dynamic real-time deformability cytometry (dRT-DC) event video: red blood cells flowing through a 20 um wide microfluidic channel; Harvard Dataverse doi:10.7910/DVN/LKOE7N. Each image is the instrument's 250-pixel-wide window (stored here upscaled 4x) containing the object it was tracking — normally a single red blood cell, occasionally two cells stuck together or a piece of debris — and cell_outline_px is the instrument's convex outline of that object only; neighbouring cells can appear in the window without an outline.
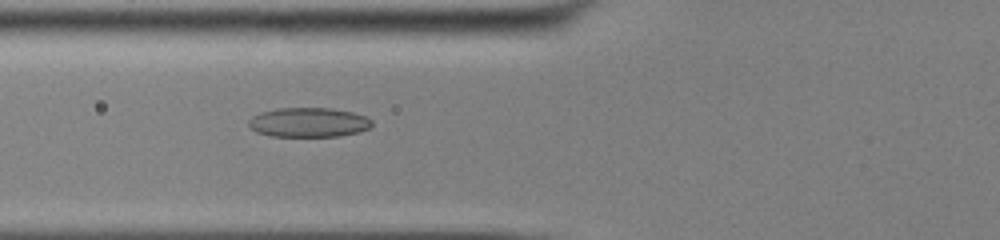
{"species": "common noctule bat (a hibernating species)", "species_latin": "Nyctalus noctula", "temperature_condition": "cold", "stored_images_in_passage": 47, "camera_frame_rate_fps": 3000, "um_per_image_px": 0.085, "animal": {"sex": "male", "body_mass_g": 13.0, "forearm_length_mm": 53.1}, "frame": {"image": 1, "passage_image": 15, "time_ms": 4.667, "image_size_px": [1000, 240], "cell_outline_px": [[372, 124], [368, 128], [360, 132], [340, 136], [272, 136], [256, 132], [248, 124], [248, 120], [252, 116], [260, 112], [280, 108], [332, 108], [352, 112], [364, 116], [372, 120]], "centroid_in_image_um": [26.23, 10.4], "position_along_channel_um": 99.6, "area_um2": 21.15}}
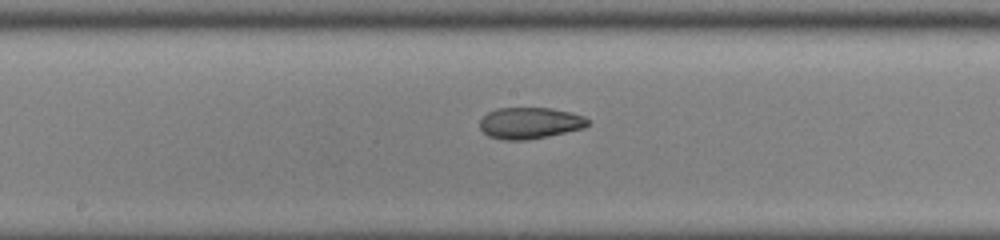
{"frame": {"image": 2, "passage_image": 23, "time_ms": 7.333, "image_size_px": [1000, 240], "cell_outline_px": [[588, 124], [584, 128], [528, 140], [504, 140], [488, 136], [480, 128], [480, 120], [488, 112], [496, 108], [552, 108], [572, 112], [584, 116], [588, 120]], "centroid_in_image_um": [45.03, 10.45], "position_along_channel_um": 203.2, "area_um2": 19.77}}
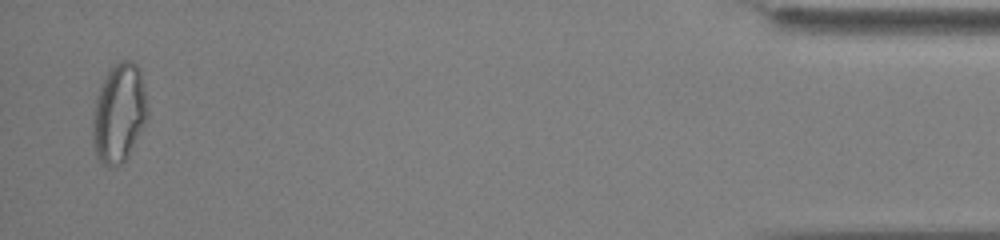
{"frame": {"image": 3, "passage_image": 46, "time_ms": 15.0, "image_size_px": [1000, 240], "cell_outline_px": [[148, 116], [128, 156], [120, 164], [104, 164], [96, 160], [92, 140], [92, 120], [96, 96], [100, 84], [108, 72], [120, 60], [132, 60], [140, 68], [148, 108]], "centroid_in_image_um": [10.1, 9.6], "position_along_channel_um": 425.1, "area_um2": 31.62}, "authors_computed_cell_mechanics": {"area_um2": 22.1952, "velocity_mm_per_s": 3.8746, "shape_relaxation_time_tau1_ms": null, "shape_relaxation_time_tau2_ms": 3.9318, "deformation_change_tau1": null, "deformation_change_tau2": 0.0799}}